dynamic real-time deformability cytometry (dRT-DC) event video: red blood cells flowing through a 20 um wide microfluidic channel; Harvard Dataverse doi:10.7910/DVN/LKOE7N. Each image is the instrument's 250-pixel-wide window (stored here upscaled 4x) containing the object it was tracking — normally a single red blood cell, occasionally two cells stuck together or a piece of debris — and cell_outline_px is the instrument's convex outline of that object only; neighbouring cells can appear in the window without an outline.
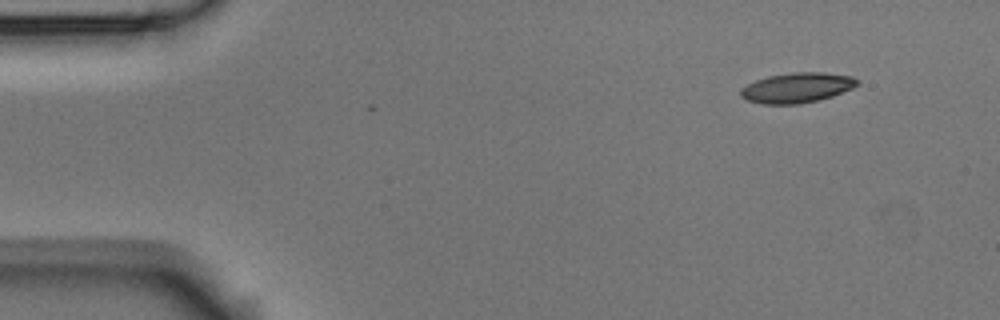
{"species": "Egyptian fruit bat (a non-hibernating species)", "species_latin": "Rousettus aegyptiacus", "temperature_condition": "room temperature", "stored_images_in_passage": 9, "camera_frame_rate_fps": 3000, "um_per_image_px": 0.085, "animal": {"sex": "male"}, "frame": {"image": 1, "passage_image": 1, "time_ms": 0.0, "image_size_px": [1000, 320], "cell_outline_px": [[860, 84], [852, 88], [832, 96], [800, 104], [760, 104], [744, 100], [740, 96], [740, 88], [756, 80], [768, 76], [792, 72], [824, 72], [852, 76], [860, 80]], "centroid_in_image_um": [67.73, 7.45], "position_along_channel_um": 17.3, "area_um2": 20.63}}
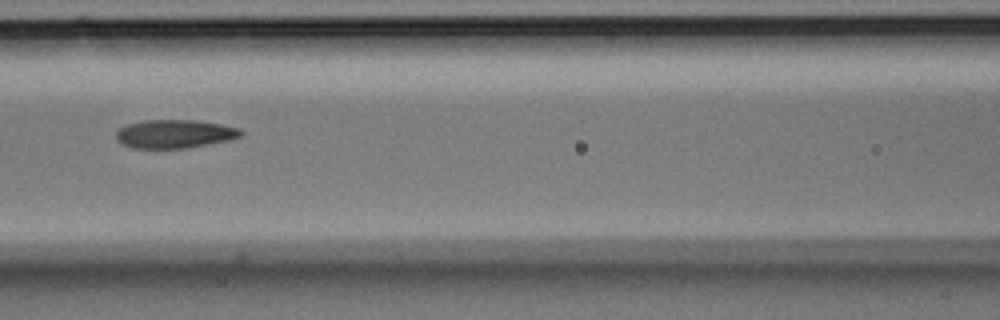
{"frame": {"image": 2, "passage_image": 6, "time_ms": 6.333, "image_size_px": [1000, 320], "cell_outline_px": [[244, 136], [232, 140], [188, 148], [132, 148], [120, 144], [116, 140], [116, 132], [120, 128], [128, 124], [144, 120], [196, 120], [220, 124], [240, 128], [244, 132]], "centroid_in_image_um": [14.89, 11.39], "position_along_channel_um": 151.7, "area_um2": 21.04}}
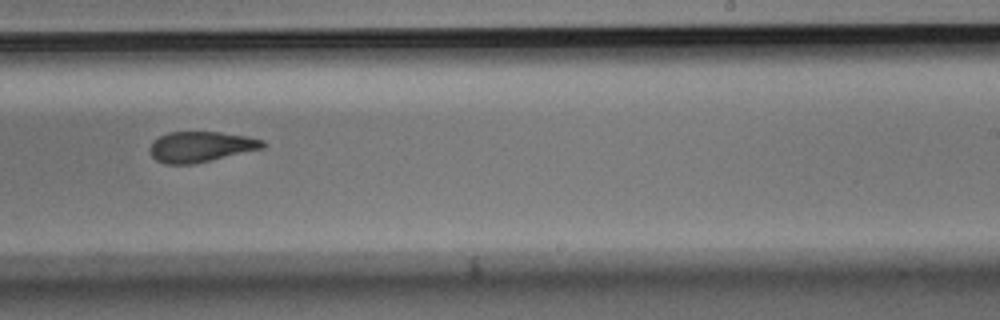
{"frame": {"image": 3, "passage_image": 9, "time_ms": 9.667, "image_size_px": [1000, 320], "cell_outline_px": [[268, 144], [264, 148], [192, 164], [164, 164], [156, 160], [152, 156], [148, 148], [152, 140], [168, 132], [220, 132], [248, 136], [264, 140]], "centroid_in_image_um": [17.06, 12.46], "position_along_channel_um": 271.9, "area_um2": 20.23}}